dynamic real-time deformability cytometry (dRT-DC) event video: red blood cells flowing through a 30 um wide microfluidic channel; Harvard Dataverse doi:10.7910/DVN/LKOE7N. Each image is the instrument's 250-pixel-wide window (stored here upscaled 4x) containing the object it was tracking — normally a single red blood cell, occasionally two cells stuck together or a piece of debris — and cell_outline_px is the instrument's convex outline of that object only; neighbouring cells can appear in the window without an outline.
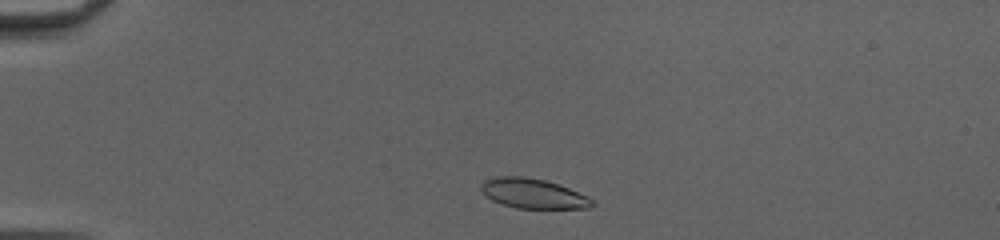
{"species": "common noctule bat (a hibernating species)", "species_latin": "Nyctalus noctula", "temperature_condition": "cold", "stored_images_in_passage": 41, "camera_frame_rate_fps": 3000, "um_per_image_px": 0.085, "animal": {"sex": "female", "body_mass_g": 20.0, "forearm_length_mm": 54.0}, "frame": {"image": 1, "passage_image": 3, "time_ms": 0.667, "image_size_px": [1000, 240], "cell_outline_px": [[596, 204], [588, 208], [516, 208], [500, 204], [492, 200], [480, 188], [480, 184], [484, 180], [496, 176], [524, 176], [544, 180], [568, 188], [588, 196], [596, 200]], "centroid_in_image_um": [45.32, 16.45], "position_along_channel_um": 39.7, "area_um2": 19.31}}
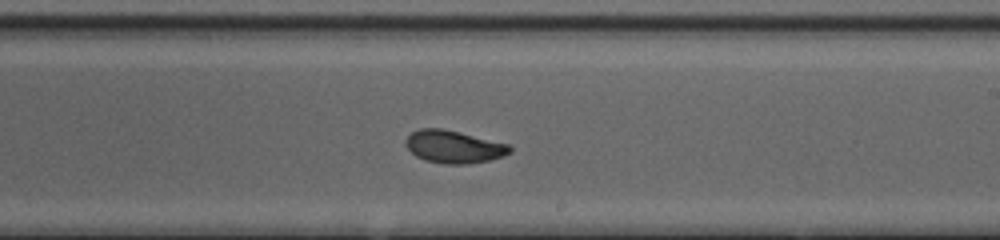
{"frame": {"image": 2, "passage_image": 22, "time_ms": 7.0, "image_size_px": [1000, 240], "cell_outline_px": [[512, 152], [504, 156], [488, 160], [464, 164], [444, 164], [424, 160], [416, 156], [404, 144], [404, 140], [412, 132], [420, 128], [440, 128], [508, 144], [512, 148]], "centroid_in_image_um": [38.54, 12.48], "position_along_channel_um": 250.5, "area_um2": 19.59}}
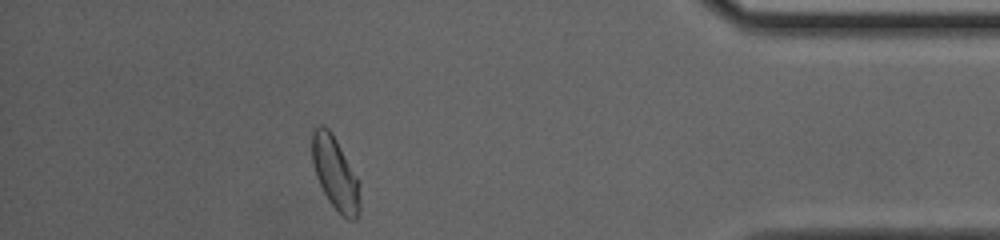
{"frame": {"image": 3, "passage_image": 36, "time_ms": 11.667, "image_size_px": [1000, 240], "cell_outline_px": [[360, 208], [356, 220], [348, 220], [328, 200], [316, 176], [312, 164], [312, 132], [320, 124], [324, 124], [332, 132], [356, 176], [360, 200]], "centroid_in_image_um": [28.47, 14.71], "position_along_channel_um": 406.7, "area_um2": 19.94}, "authors_computed_cell_mechanics": {"area_um2": 19.8832, "velocity_mm_per_s": 4.1412, "shape_relaxation_time_tau1_ms": 2.1166, "shape_relaxation_time_tau2_ms": 0.9843, "deformation_change_tau1": 0.144, "deformation_change_tau2": 0.0652}}